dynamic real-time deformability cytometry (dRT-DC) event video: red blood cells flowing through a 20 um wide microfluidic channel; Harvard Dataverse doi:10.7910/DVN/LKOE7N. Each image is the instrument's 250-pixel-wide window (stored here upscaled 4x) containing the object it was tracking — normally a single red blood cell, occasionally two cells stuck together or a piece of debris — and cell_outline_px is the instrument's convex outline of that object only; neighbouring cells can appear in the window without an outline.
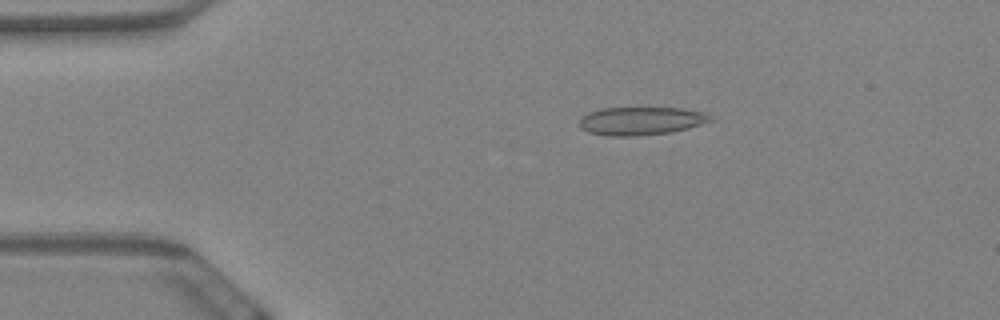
{"species": "Egyptian fruit bat (a non-hibernating species)", "species_latin": "Rousettus aegyptiacus", "temperature_condition": "warm", "stored_images_in_passage": 30, "camera_frame_rate_fps": 3000, "um_per_image_px": 0.085, "animal": {"sex": "female"}, "frame": {"image": 1, "passage_image": 11, "time_ms": 3.333, "image_size_px": [1000, 320], "cell_outline_px": [[716, 120], [688, 128], [672, 132], [636, 136], [608, 136], [588, 132], [580, 128], [580, 120], [588, 112], [600, 108], [680, 108], [704, 112], [712, 116]], "centroid_in_image_um": [54.52, 10.28], "position_along_channel_um": 30.5, "area_um2": 21.62}}
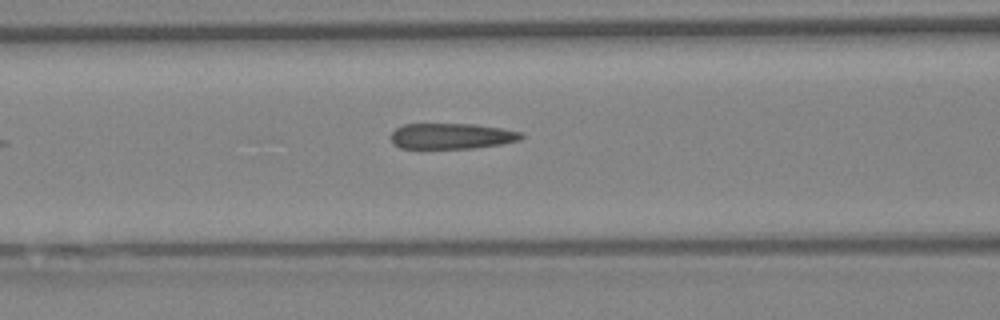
{"frame": {"image": 2, "passage_image": 24, "time_ms": 7.667, "image_size_px": [1000, 320], "cell_outline_px": [[524, 136], [520, 140], [500, 144], [472, 148], [400, 148], [392, 144], [388, 136], [396, 128], [404, 124], [476, 124], [500, 128], [520, 132]], "centroid_in_image_um": [38.32, 11.57], "position_along_channel_um": 128.3, "area_um2": 19.59}}
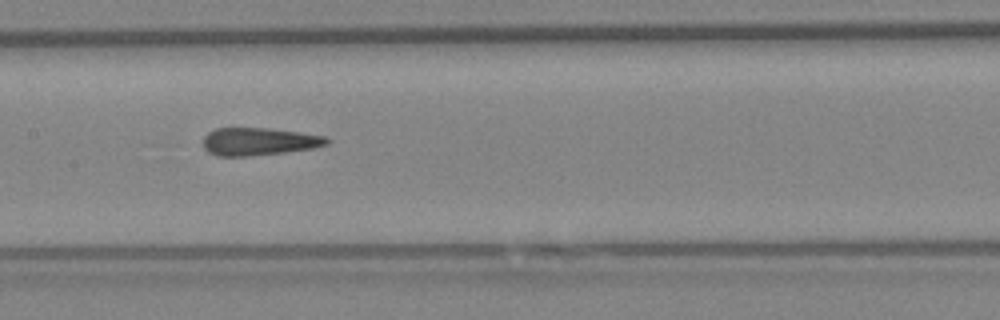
{"frame": {"image": 3, "passage_image": 29, "time_ms": 9.333, "image_size_px": [1000, 320], "cell_outline_px": [[332, 140], [328, 144], [312, 148], [284, 152], [248, 156], [216, 156], [208, 152], [204, 148], [204, 136], [208, 132], [216, 128], [268, 128], [300, 132], [324, 136]], "centroid_in_image_um": [22.0, 12.02], "position_along_channel_um": 185.4, "area_um2": 19.94}}